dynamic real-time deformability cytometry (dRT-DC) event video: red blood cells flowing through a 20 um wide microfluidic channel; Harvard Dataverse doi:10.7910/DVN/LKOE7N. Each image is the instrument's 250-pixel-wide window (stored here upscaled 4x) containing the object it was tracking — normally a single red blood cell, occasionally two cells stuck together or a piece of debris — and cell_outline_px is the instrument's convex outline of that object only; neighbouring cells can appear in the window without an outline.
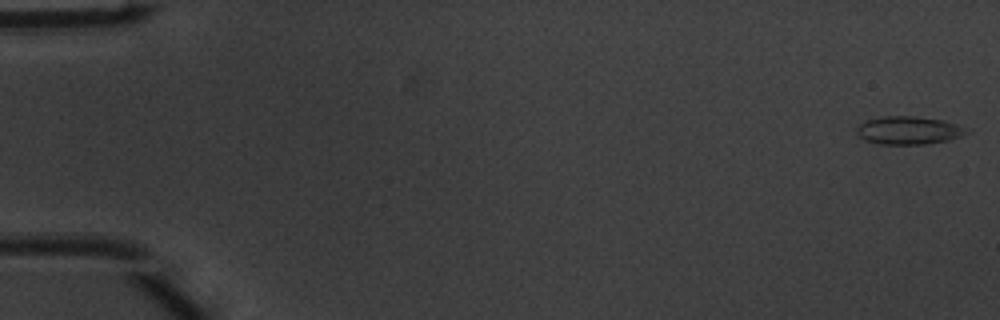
{"species": "common noctule bat (a hibernating species)", "species_latin": "Nyctalus noctula", "temperature_condition": "warm", "stored_images_in_passage": 48, "camera_frame_rate_fps": 3000, "um_per_image_px": 0.085, "animal": {"sex": "male", "body_mass_g": 20.1, "forearm_length_mm": 53.5}, "frame": {"image": 1, "passage_image": 1, "time_ms": 0.0, "image_size_px": [1000, 320], "cell_outline_px": [[972, 132], [948, 140], [924, 144], [880, 144], [868, 140], [860, 136], [856, 132], [856, 128], [860, 124], [868, 120], [884, 116], [916, 116], [940, 120], [956, 124]], "centroid_in_image_um": [77.24, 11.08], "position_along_channel_um": 7.8, "area_um2": 17.63}}
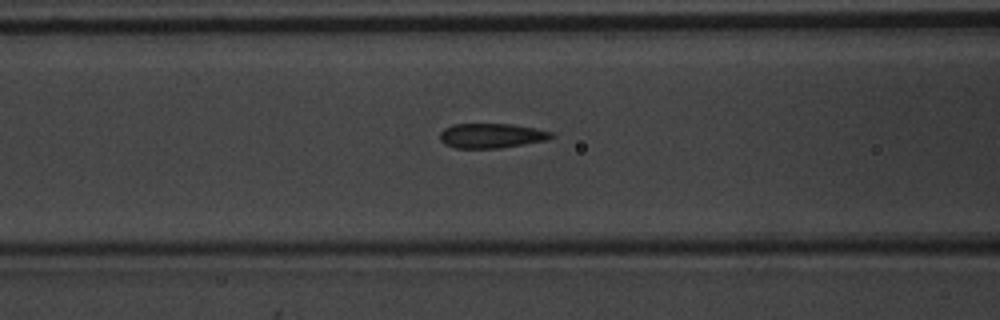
{"frame": {"image": 2, "passage_image": 21, "time_ms": 6.667, "image_size_px": [1000, 320], "cell_outline_px": [[556, 136], [548, 140], [500, 148], [456, 148], [444, 144], [440, 140], [440, 132], [444, 128], [452, 124], [512, 124], [552, 132]], "centroid_in_image_um": [41.76, 11.53], "position_along_channel_um": 124.8, "area_um2": 16.07}}
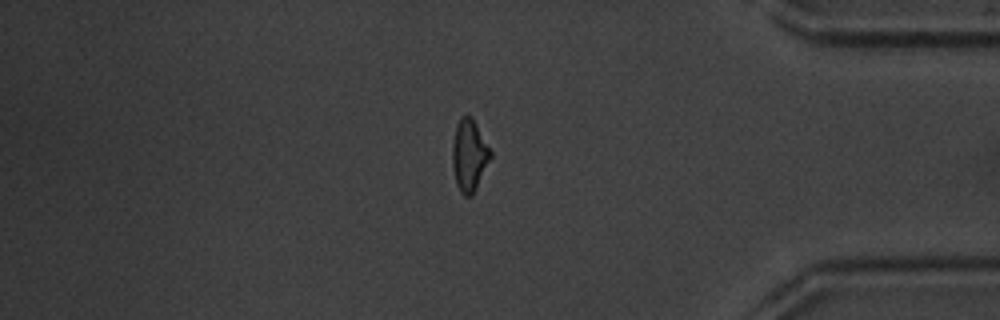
{"frame": {"image": 3, "passage_image": 43, "time_ms": 14.0, "image_size_px": [1000, 320], "cell_outline_px": [[492, 156], [472, 196], [464, 196], [460, 192], [456, 184], [452, 164], [452, 144], [456, 124], [460, 116], [472, 116], [492, 152]], "centroid_in_image_um": [39.87, 13.19], "position_along_channel_um": 395.3, "area_um2": 16.07}}